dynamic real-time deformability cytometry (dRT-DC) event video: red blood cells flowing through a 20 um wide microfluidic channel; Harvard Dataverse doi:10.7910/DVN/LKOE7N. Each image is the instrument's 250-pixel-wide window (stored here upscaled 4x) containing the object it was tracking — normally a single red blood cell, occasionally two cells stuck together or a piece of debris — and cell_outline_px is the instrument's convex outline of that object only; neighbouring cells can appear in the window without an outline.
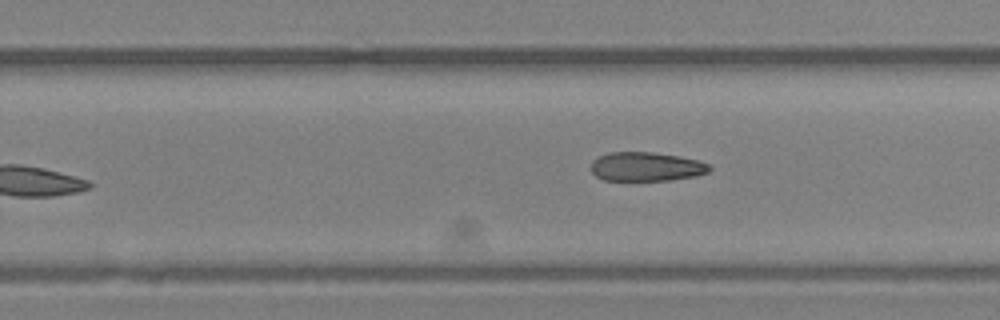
{"species": "Egyptian fruit bat (a non-hibernating species)", "species_latin": "Rousettus aegyptiacus", "temperature_condition": "room temperature", "stored_images_in_passage": 21, "camera_frame_rate_fps": 3000, "um_per_image_px": 0.085, "animal": {"sex": "female"}, "frame": {"image": 1, "passage_image": 21, "time_ms": 6.667, "image_size_px": [1000, 320], "cell_outline_px": [[712, 168], [708, 172], [696, 176], [672, 180], [604, 180], [596, 176], [588, 168], [592, 160], [608, 152], [652, 152], [680, 156], [700, 160], [708, 164]], "centroid_in_image_um": [54.92, 14.16], "position_along_channel_um": 274.9, "area_um2": 20.29}}